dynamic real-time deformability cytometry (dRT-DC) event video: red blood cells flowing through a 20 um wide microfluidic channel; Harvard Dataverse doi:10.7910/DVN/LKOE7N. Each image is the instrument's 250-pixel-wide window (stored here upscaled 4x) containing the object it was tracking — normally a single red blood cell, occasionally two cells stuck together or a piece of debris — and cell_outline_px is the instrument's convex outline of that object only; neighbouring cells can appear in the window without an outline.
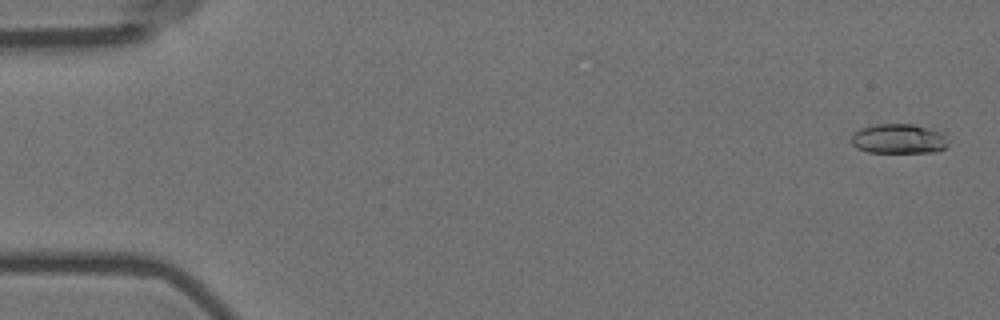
{"species": "Egyptian fruit bat (a non-hibernating species)", "species_latin": "Rousettus aegyptiacus", "temperature_condition": "room temperature", "stored_images_in_passage": 5, "camera_frame_rate_fps": 3000, "um_per_image_px": 0.085, "animal": {"sex": "female"}, "frame": {"image": 1, "passage_image": 1, "time_ms": 0.0, "image_size_px": [1000, 320], "cell_outline_px": [[948, 144], [944, 148], [932, 152], [868, 152], [856, 148], [852, 144], [852, 132], [860, 128], [876, 124], [912, 124], [944, 132]], "centroid_in_image_um": [76.37, 11.79], "position_along_channel_um": 8.6, "area_um2": 16.82}}
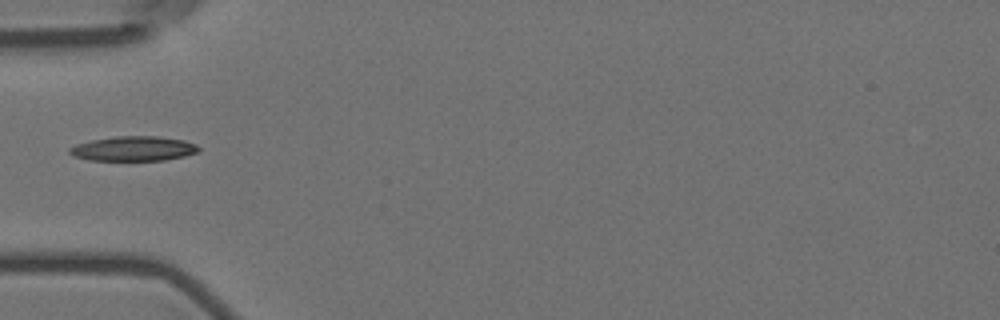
{"frame": {"image": 2, "passage_image": 5, "time_ms": 1.333, "image_size_px": [1000, 320], "cell_outline_px": [[200, 152], [184, 156], [164, 160], [88, 160], [72, 156], [68, 152], [68, 148], [76, 144], [92, 140], [116, 136], [156, 136], [184, 140], [196, 144], [200, 148]], "centroid_in_image_um": [11.34, 12.63], "position_along_channel_um": 73.7, "area_um2": 18.67}}